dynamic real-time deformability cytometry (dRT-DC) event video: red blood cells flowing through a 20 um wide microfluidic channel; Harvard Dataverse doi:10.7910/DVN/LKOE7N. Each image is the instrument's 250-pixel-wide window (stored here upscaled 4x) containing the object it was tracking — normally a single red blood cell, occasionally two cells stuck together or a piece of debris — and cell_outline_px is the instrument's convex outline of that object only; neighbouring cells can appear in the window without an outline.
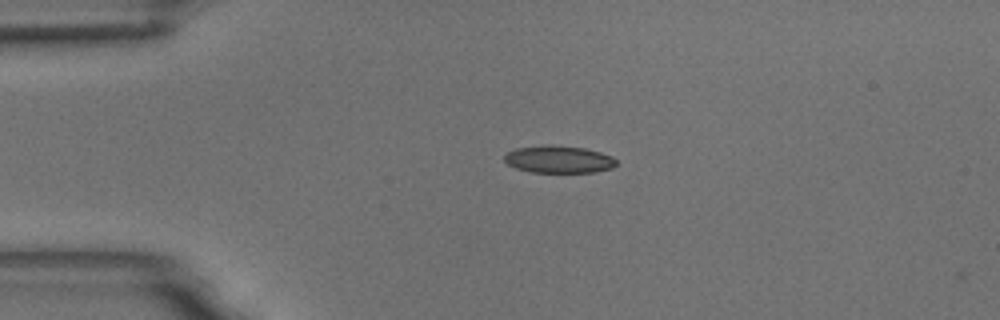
{"species": "common noctule bat (a hibernating species)", "species_latin": "Nyctalus noctula", "temperature_condition": "room temperature", "stored_images_in_passage": 55, "camera_frame_rate_fps": 3000, "um_per_image_px": 0.085, "animal": {"sex": "male", "body_mass_g": 18.8}, "frame": {"image": 1, "passage_image": 12, "time_ms": 3.667, "image_size_px": [1000, 320], "cell_outline_px": [[616, 164], [612, 168], [592, 172], [532, 172], [516, 168], [508, 164], [504, 160], [504, 156], [508, 152], [516, 148], [548, 144], [552, 144], [584, 148], [600, 152], [612, 156], [616, 160]], "centroid_in_image_um": [47.48, 13.53], "position_along_channel_um": 37.5, "area_um2": 17.8}}
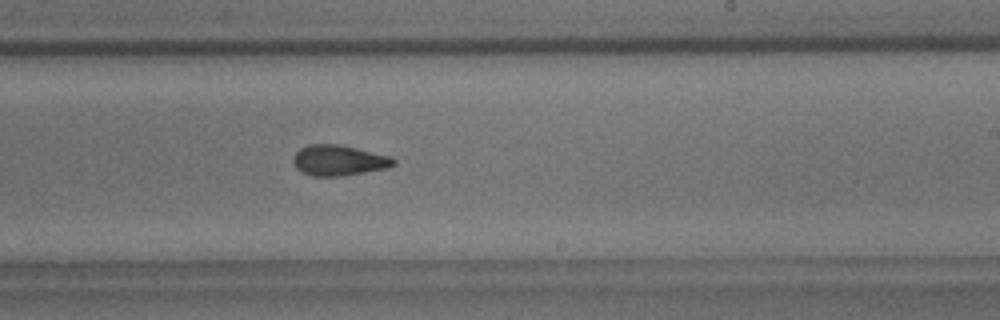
{"frame": {"image": 2, "passage_image": 33, "time_ms": 10.667, "image_size_px": [1000, 320], "cell_outline_px": [[396, 164], [388, 168], [340, 176], [312, 176], [296, 168], [292, 160], [292, 156], [300, 148], [308, 144], [340, 144], [392, 156], [396, 160]], "centroid_in_image_um": [28.81, 13.62], "position_along_channel_um": 260.2, "area_um2": 18.03}}
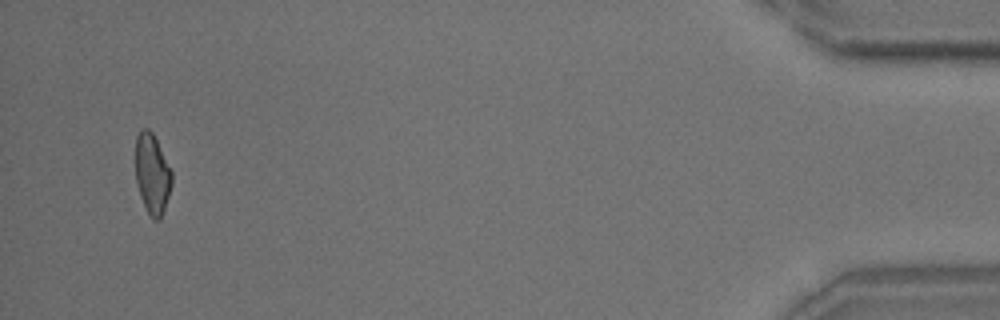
{"frame": {"image": 3, "passage_image": 53, "time_ms": 17.333, "image_size_px": [1000, 320], "cell_outline_px": [[172, 184], [160, 220], [152, 220], [140, 196], [136, 180], [136, 136], [140, 128], [148, 128], [152, 132], [172, 172]], "centroid_in_image_um": [12.93, 14.77], "position_along_channel_um": 422.3, "area_um2": 16.76}, "authors_computed_cell_mechanics": {"area_um2": 17.7446, "velocity_mm_per_s": 3.6319, "shape_relaxation_time_tau1_ms": 5.9425, "shape_relaxation_time_tau2_ms": 2.3519, "deformation_change_tau1": 0.1601, "deformation_change_tau2": 0.0963}}